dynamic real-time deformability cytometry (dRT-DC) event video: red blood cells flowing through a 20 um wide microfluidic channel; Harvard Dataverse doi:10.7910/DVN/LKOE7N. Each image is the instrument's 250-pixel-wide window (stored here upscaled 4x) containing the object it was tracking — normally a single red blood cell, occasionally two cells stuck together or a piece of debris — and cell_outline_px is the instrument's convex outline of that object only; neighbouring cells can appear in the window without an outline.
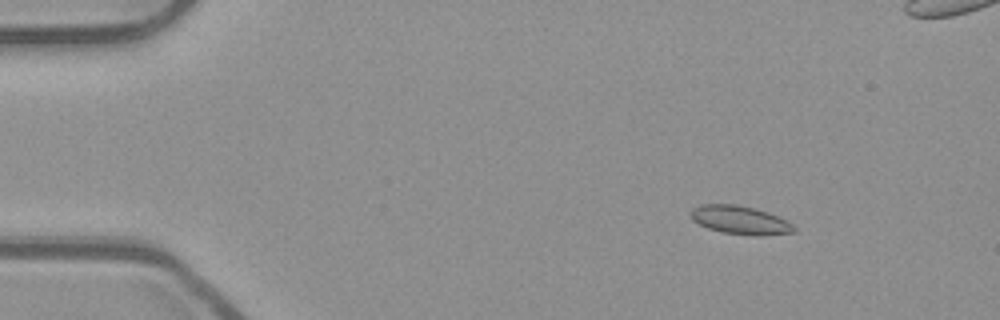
{"species": "common noctule bat (a hibernating species)", "species_latin": "Nyctalus noctula", "temperature_condition": "room temperature", "stored_images_in_passage": 54, "camera_frame_rate_fps": 3000, "um_per_image_px": 0.085, "animal": {"sex": "male", "body_mass_g": 23.1, "forearm_length_mm": 52.7}, "frame": {"image": 1, "passage_image": 7, "time_ms": 2.0, "image_size_px": [1000, 320], "cell_outline_px": [[796, 232], [756, 236], [724, 232], [708, 228], [692, 220], [688, 212], [692, 208], [700, 204], [736, 204], [768, 212], [792, 224], [796, 228]], "centroid_in_image_um": [62.86, 18.7], "position_along_channel_um": 22.1, "area_um2": 16.99}}
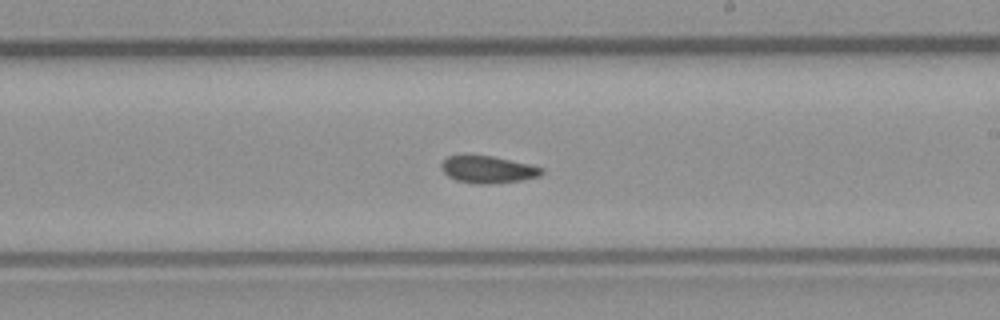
{"frame": {"image": 2, "passage_image": 31, "time_ms": 10.0, "image_size_px": [1000, 320], "cell_outline_px": [[544, 172], [540, 176], [520, 180], [488, 184], [476, 184], [456, 180], [448, 176], [444, 172], [440, 164], [448, 156], [492, 156], [528, 164], [544, 168]], "centroid_in_image_um": [41.48, 14.42], "position_along_channel_um": 247.5, "area_um2": 15.61}}
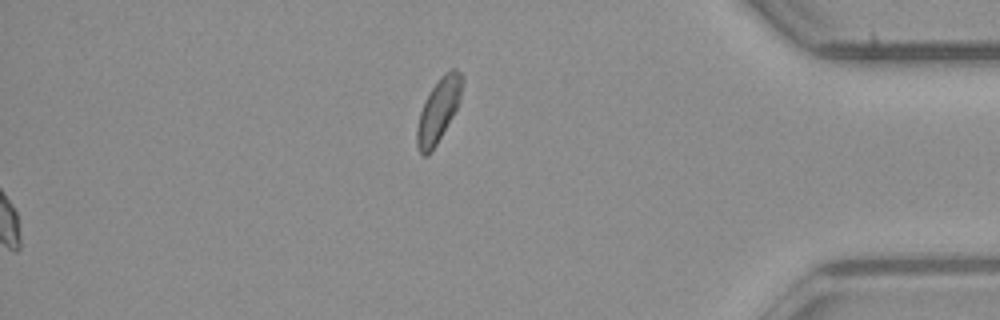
{"frame": {"image": 3, "passage_image": 54, "time_ms": 17.667, "image_size_px": [1000, 320], "cell_outline_px": [[464, 80], [460, 100], [452, 116], [436, 144], [428, 156], [424, 156], [420, 152], [416, 144], [416, 128], [420, 112], [432, 88], [440, 76], [444, 72], [452, 68], [456, 68], [460, 72]], "centroid_in_image_um": [37.27, 9.34], "position_along_channel_um": 397.9, "area_um2": 16.53}, "authors_computed_cell_mechanics": {"area_um2": 16.2996, "velocity_mm_per_s": 3.9071, "shape_relaxation_time_tau1_ms": null, "shape_relaxation_time_tau2_ms": 1.928, "deformation_change_tau1": null, "deformation_change_tau2": 0.0657}}